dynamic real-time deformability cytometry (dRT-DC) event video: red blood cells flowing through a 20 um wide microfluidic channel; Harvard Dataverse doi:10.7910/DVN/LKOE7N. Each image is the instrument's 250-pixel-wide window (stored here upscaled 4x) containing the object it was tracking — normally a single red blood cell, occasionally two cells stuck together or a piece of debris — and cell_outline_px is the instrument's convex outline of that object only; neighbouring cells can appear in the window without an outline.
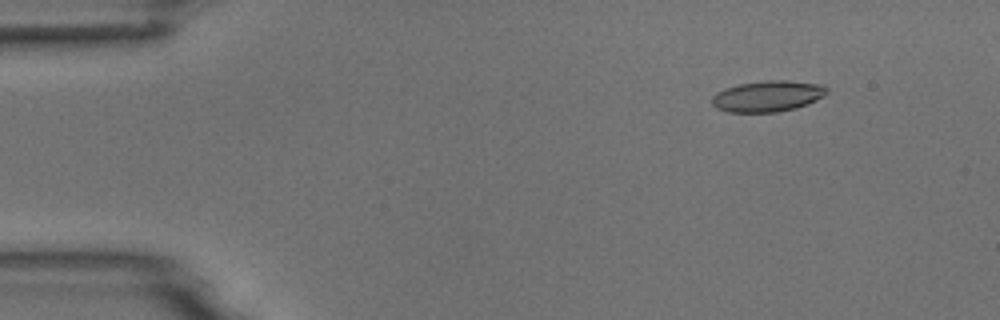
{"species": "common noctule bat (a hibernating species)", "species_latin": "Nyctalus noctula", "temperature_condition": "room temperature", "stored_images_in_passage": 5, "segment_of_instrument_passage": [1, 2], "camera_frame_rate_fps": 3000, "um_per_image_px": 0.085, "animal": {"sex": "male", "body_mass_g": 18.8}, "frame": {"image": 1, "passage_image": 2, "time_ms": 1.0, "image_size_px": [1000, 320], "cell_outline_px": [[828, 92], [824, 96], [808, 104], [796, 108], [776, 112], [728, 112], [716, 108], [712, 104], [712, 96], [716, 92], [740, 84], [768, 80], [784, 80], [824, 84], [828, 88]], "centroid_in_image_um": [65.29, 8.17], "position_along_channel_um": 19.7, "area_um2": 20.81}}